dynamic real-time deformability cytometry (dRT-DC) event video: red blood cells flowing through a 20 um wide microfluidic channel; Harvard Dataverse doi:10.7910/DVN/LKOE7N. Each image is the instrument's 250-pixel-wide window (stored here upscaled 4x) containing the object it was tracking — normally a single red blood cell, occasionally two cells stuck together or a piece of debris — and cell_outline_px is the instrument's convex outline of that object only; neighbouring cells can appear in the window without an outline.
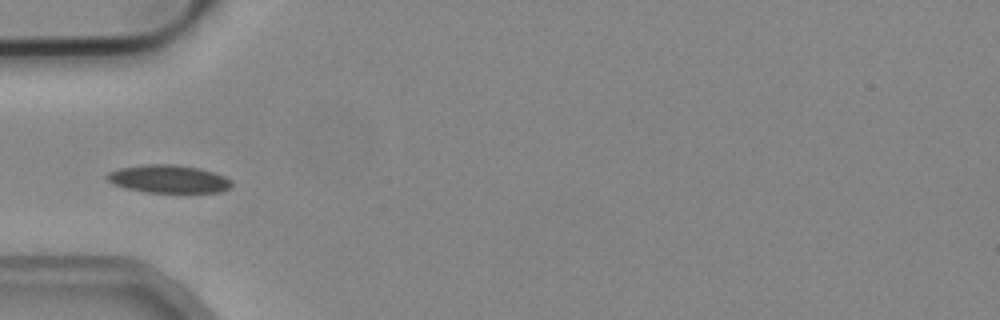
{"species": "common noctule bat (a hibernating species)", "species_latin": "Nyctalus noctula", "temperature_condition": "cold", "stored_images_in_passage": 4, "camera_frame_rate_fps": 3000, "um_per_image_px": 0.085, "animal": {"sex": "male", "body_mass_g": 19.2, "forearm_length_mm": 51.8}, "frame": {"image": 1, "passage_image": 4, "time_ms": 1.0, "image_size_px": [1000, 320], "cell_outline_px": [[232, 184], [228, 188], [220, 192], [148, 192], [128, 188], [112, 184], [104, 176], [108, 172], [120, 168], [144, 164], [176, 164], [200, 168], [224, 176], [232, 180]], "centroid_in_image_um": [14.31, 15.2], "position_along_channel_um": 70.7, "area_um2": 20.23}}